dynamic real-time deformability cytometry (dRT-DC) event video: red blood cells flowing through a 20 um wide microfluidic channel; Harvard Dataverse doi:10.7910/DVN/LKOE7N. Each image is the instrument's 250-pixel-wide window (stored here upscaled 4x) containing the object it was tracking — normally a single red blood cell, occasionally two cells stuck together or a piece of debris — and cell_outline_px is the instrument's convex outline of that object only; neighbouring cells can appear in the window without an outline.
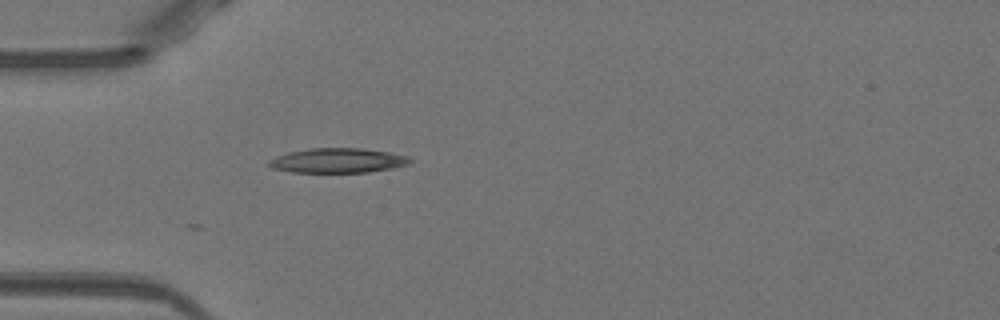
{"species": "Egyptian fruit bat (a non-hibernating species)", "species_latin": "Rousettus aegyptiacus", "temperature_condition": "warm", "stored_images_in_passage": 27, "camera_frame_rate_fps": 3000, "um_per_image_px": 0.085, "animal": {"sex": "female"}, "frame": {"image": 1, "passage_image": 1, "time_ms": 0.0, "image_size_px": [1000, 320], "cell_outline_px": [[412, 160], [408, 164], [392, 168], [368, 172], [292, 172], [272, 168], [268, 164], [268, 160], [276, 156], [288, 152], [308, 148], [360, 148], [388, 152], [408, 156]], "centroid_in_image_um": [28.68, 13.64], "position_along_channel_um": 56.3, "area_um2": 20.23}}
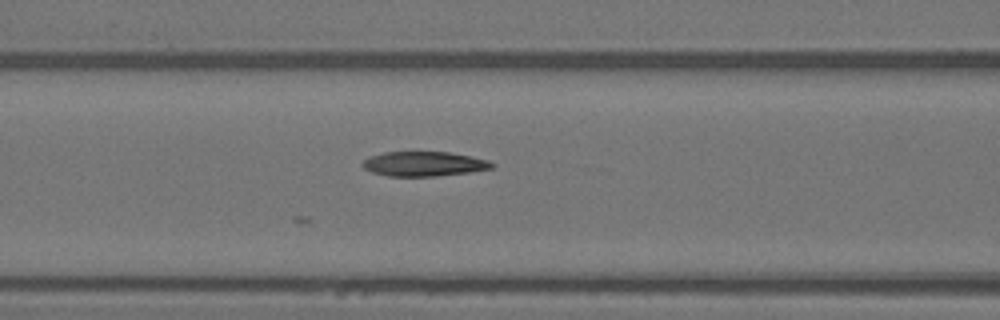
{"frame": {"image": 2, "passage_image": 7, "time_ms": 2.0, "image_size_px": [1000, 320], "cell_outline_px": [[496, 164], [492, 168], [468, 172], [436, 176], [388, 176], [372, 172], [364, 168], [360, 164], [368, 156], [384, 152], [448, 152], [472, 156], [488, 160]], "centroid_in_image_um": [36.01, 13.92], "position_along_channel_um": 130.6, "area_um2": 18.61}}
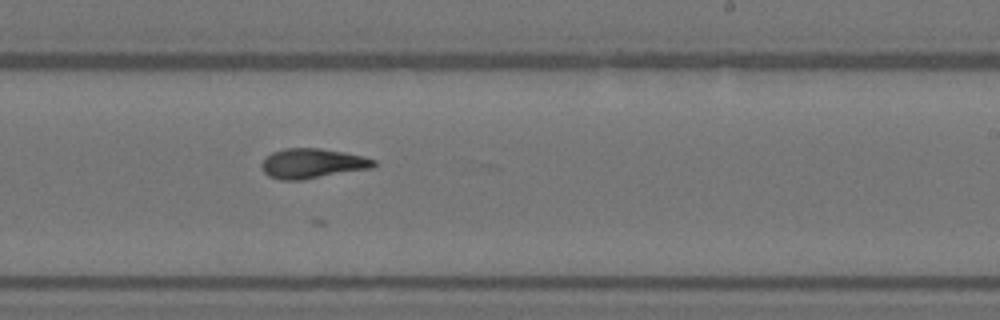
{"frame": {"image": 3, "passage_image": 17, "time_ms": 5.333, "image_size_px": [1000, 320], "cell_outline_px": [[376, 164], [372, 168], [300, 180], [280, 180], [268, 176], [264, 172], [260, 164], [272, 152], [284, 148], [320, 148], [344, 152], [364, 156], [376, 160]], "centroid_in_image_um": [26.55, 13.89], "position_along_channel_um": 262.5, "area_um2": 19.48}}